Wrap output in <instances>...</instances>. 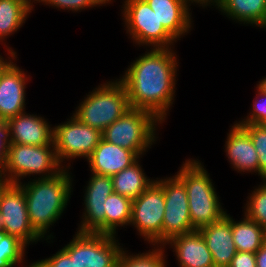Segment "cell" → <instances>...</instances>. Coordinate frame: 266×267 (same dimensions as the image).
<instances>
[{"label":"cell","mask_w":266,"mask_h":267,"mask_svg":"<svg viewBox=\"0 0 266 267\" xmlns=\"http://www.w3.org/2000/svg\"><path fill=\"white\" fill-rule=\"evenodd\" d=\"M150 49L146 48L148 52L134 60L119 80L130 108L147 110L165 122L175 99L178 60L172 48Z\"/></svg>","instance_id":"obj_1"},{"label":"cell","mask_w":266,"mask_h":267,"mask_svg":"<svg viewBox=\"0 0 266 267\" xmlns=\"http://www.w3.org/2000/svg\"><path fill=\"white\" fill-rule=\"evenodd\" d=\"M69 169L64 167L54 176L37 179L34 177L28 183L18 184L25 194L30 224L47 242L54 238L52 233L47 234L48 229L59 220L71 198V191L73 192Z\"/></svg>","instance_id":"obj_2"},{"label":"cell","mask_w":266,"mask_h":267,"mask_svg":"<svg viewBox=\"0 0 266 267\" xmlns=\"http://www.w3.org/2000/svg\"><path fill=\"white\" fill-rule=\"evenodd\" d=\"M184 183L192 226L198 230L226 214L208 171L198 159H188L176 174Z\"/></svg>","instance_id":"obj_3"},{"label":"cell","mask_w":266,"mask_h":267,"mask_svg":"<svg viewBox=\"0 0 266 267\" xmlns=\"http://www.w3.org/2000/svg\"><path fill=\"white\" fill-rule=\"evenodd\" d=\"M86 96L76 107L73 116L101 132L130 108L128 94L119 79L98 85Z\"/></svg>","instance_id":"obj_4"},{"label":"cell","mask_w":266,"mask_h":267,"mask_svg":"<svg viewBox=\"0 0 266 267\" xmlns=\"http://www.w3.org/2000/svg\"><path fill=\"white\" fill-rule=\"evenodd\" d=\"M163 124L153 113L129 108L102 132L109 143L133 151L139 158L156 142V128Z\"/></svg>","instance_id":"obj_5"},{"label":"cell","mask_w":266,"mask_h":267,"mask_svg":"<svg viewBox=\"0 0 266 267\" xmlns=\"http://www.w3.org/2000/svg\"><path fill=\"white\" fill-rule=\"evenodd\" d=\"M57 159L54 145H22L9 143L7 160L0 169L13 184L31 175L48 178L59 173L64 167ZM24 177V178H23Z\"/></svg>","instance_id":"obj_6"},{"label":"cell","mask_w":266,"mask_h":267,"mask_svg":"<svg viewBox=\"0 0 266 267\" xmlns=\"http://www.w3.org/2000/svg\"><path fill=\"white\" fill-rule=\"evenodd\" d=\"M121 7L126 33L134 44L139 47L173 48L177 40L163 27L145 0H124Z\"/></svg>","instance_id":"obj_7"},{"label":"cell","mask_w":266,"mask_h":267,"mask_svg":"<svg viewBox=\"0 0 266 267\" xmlns=\"http://www.w3.org/2000/svg\"><path fill=\"white\" fill-rule=\"evenodd\" d=\"M74 236L62 248L82 267H117L123 248L116 236L80 232Z\"/></svg>","instance_id":"obj_8"},{"label":"cell","mask_w":266,"mask_h":267,"mask_svg":"<svg viewBox=\"0 0 266 267\" xmlns=\"http://www.w3.org/2000/svg\"><path fill=\"white\" fill-rule=\"evenodd\" d=\"M165 211L164 189L154 181L139 197L132 200L130 225L151 245H162Z\"/></svg>","instance_id":"obj_9"},{"label":"cell","mask_w":266,"mask_h":267,"mask_svg":"<svg viewBox=\"0 0 266 267\" xmlns=\"http://www.w3.org/2000/svg\"><path fill=\"white\" fill-rule=\"evenodd\" d=\"M53 127V145L58 162L87 159L102 139V132L79 122L73 115Z\"/></svg>","instance_id":"obj_10"},{"label":"cell","mask_w":266,"mask_h":267,"mask_svg":"<svg viewBox=\"0 0 266 267\" xmlns=\"http://www.w3.org/2000/svg\"><path fill=\"white\" fill-rule=\"evenodd\" d=\"M163 189L165 211L162 224V245L171 238L196 230L190 219L188 197L183 181L177 176L155 180Z\"/></svg>","instance_id":"obj_11"},{"label":"cell","mask_w":266,"mask_h":267,"mask_svg":"<svg viewBox=\"0 0 266 267\" xmlns=\"http://www.w3.org/2000/svg\"><path fill=\"white\" fill-rule=\"evenodd\" d=\"M0 232L17 237L26 246L42 240L32 228L23 189L11 183L0 199Z\"/></svg>","instance_id":"obj_12"},{"label":"cell","mask_w":266,"mask_h":267,"mask_svg":"<svg viewBox=\"0 0 266 267\" xmlns=\"http://www.w3.org/2000/svg\"><path fill=\"white\" fill-rule=\"evenodd\" d=\"M84 193V212L80 233L105 234V202L114 192L111 176L92 173Z\"/></svg>","instance_id":"obj_13"},{"label":"cell","mask_w":266,"mask_h":267,"mask_svg":"<svg viewBox=\"0 0 266 267\" xmlns=\"http://www.w3.org/2000/svg\"><path fill=\"white\" fill-rule=\"evenodd\" d=\"M13 60L16 59H12L0 75V119L3 120L25 112V88L31 79Z\"/></svg>","instance_id":"obj_14"},{"label":"cell","mask_w":266,"mask_h":267,"mask_svg":"<svg viewBox=\"0 0 266 267\" xmlns=\"http://www.w3.org/2000/svg\"><path fill=\"white\" fill-rule=\"evenodd\" d=\"M43 117L23 112L7 120L9 143L53 145V127Z\"/></svg>","instance_id":"obj_15"},{"label":"cell","mask_w":266,"mask_h":267,"mask_svg":"<svg viewBox=\"0 0 266 267\" xmlns=\"http://www.w3.org/2000/svg\"><path fill=\"white\" fill-rule=\"evenodd\" d=\"M210 250L215 267H229L237 250L233 242L231 216L223 215L218 221L198 229Z\"/></svg>","instance_id":"obj_16"},{"label":"cell","mask_w":266,"mask_h":267,"mask_svg":"<svg viewBox=\"0 0 266 267\" xmlns=\"http://www.w3.org/2000/svg\"><path fill=\"white\" fill-rule=\"evenodd\" d=\"M230 127L231 130L227 134L224 151L232 168L241 174L242 172H254L258 173L259 176L258 154L248 132L236 122Z\"/></svg>","instance_id":"obj_17"},{"label":"cell","mask_w":266,"mask_h":267,"mask_svg":"<svg viewBox=\"0 0 266 267\" xmlns=\"http://www.w3.org/2000/svg\"><path fill=\"white\" fill-rule=\"evenodd\" d=\"M139 157L131 150L109 143L103 138L87 158L91 173L113 176L134 164Z\"/></svg>","instance_id":"obj_18"},{"label":"cell","mask_w":266,"mask_h":267,"mask_svg":"<svg viewBox=\"0 0 266 267\" xmlns=\"http://www.w3.org/2000/svg\"><path fill=\"white\" fill-rule=\"evenodd\" d=\"M167 244L175 252L180 267H215L211 252L199 230L175 236Z\"/></svg>","instance_id":"obj_19"},{"label":"cell","mask_w":266,"mask_h":267,"mask_svg":"<svg viewBox=\"0 0 266 267\" xmlns=\"http://www.w3.org/2000/svg\"><path fill=\"white\" fill-rule=\"evenodd\" d=\"M159 22L176 39L192 30L191 8L185 0H145Z\"/></svg>","instance_id":"obj_20"},{"label":"cell","mask_w":266,"mask_h":267,"mask_svg":"<svg viewBox=\"0 0 266 267\" xmlns=\"http://www.w3.org/2000/svg\"><path fill=\"white\" fill-rule=\"evenodd\" d=\"M217 9L236 23L266 29V0H222Z\"/></svg>","instance_id":"obj_21"},{"label":"cell","mask_w":266,"mask_h":267,"mask_svg":"<svg viewBox=\"0 0 266 267\" xmlns=\"http://www.w3.org/2000/svg\"><path fill=\"white\" fill-rule=\"evenodd\" d=\"M139 160L140 158L130 167L111 176L115 193L134 200L155 181L146 176Z\"/></svg>","instance_id":"obj_22"},{"label":"cell","mask_w":266,"mask_h":267,"mask_svg":"<svg viewBox=\"0 0 266 267\" xmlns=\"http://www.w3.org/2000/svg\"><path fill=\"white\" fill-rule=\"evenodd\" d=\"M32 0H0V41L17 32L33 10Z\"/></svg>","instance_id":"obj_23"},{"label":"cell","mask_w":266,"mask_h":267,"mask_svg":"<svg viewBox=\"0 0 266 267\" xmlns=\"http://www.w3.org/2000/svg\"><path fill=\"white\" fill-rule=\"evenodd\" d=\"M233 242L237 251L256 253L266 242L265 228L244 215L241 221L231 217Z\"/></svg>","instance_id":"obj_24"},{"label":"cell","mask_w":266,"mask_h":267,"mask_svg":"<svg viewBox=\"0 0 266 267\" xmlns=\"http://www.w3.org/2000/svg\"><path fill=\"white\" fill-rule=\"evenodd\" d=\"M132 200L118 193H111L105 202V234L116 235L118 227L131 221Z\"/></svg>","instance_id":"obj_25"},{"label":"cell","mask_w":266,"mask_h":267,"mask_svg":"<svg viewBox=\"0 0 266 267\" xmlns=\"http://www.w3.org/2000/svg\"><path fill=\"white\" fill-rule=\"evenodd\" d=\"M154 248L145 253L131 254L124 248L120 254L117 267H166L165 245H153ZM157 246V247H156Z\"/></svg>","instance_id":"obj_26"},{"label":"cell","mask_w":266,"mask_h":267,"mask_svg":"<svg viewBox=\"0 0 266 267\" xmlns=\"http://www.w3.org/2000/svg\"><path fill=\"white\" fill-rule=\"evenodd\" d=\"M26 248L27 246L17 237L0 232V267L21 264L25 259Z\"/></svg>","instance_id":"obj_27"},{"label":"cell","mask_w":266,"mask_h":267,"mask_svg":"<svg viewBox=\"0 0 266 267\" xmlns=\"http://www.w3.org/2000/svg\"><path fill=\"white\" fill-rule=\"evenodd\" d=\"M250 195V196H249ZM244 206V215L255 221L258 225L266 227V180L249 193Z\"/></svg>","instance_id":"obj_28"},{"label":"cell","mask_w":266,"mask_h":267,"mask_svg":"<svg viewBox=\"0 0 266 267\" xmlns=\"http://www.w3.org/2000/svg\"><path fill=\"white\" fill-rule=\"evenodd\" d=\"M249 134L258 154L260 177L266 180V130L261 125H240Z\"/></svg>","instance_id":"obj_29"},{"label":"cell","mask_w":266,"mask_h":267,"mask_svg":"<svg viewBox=\"0 0 266 267\" xmlns=\"http://www.w3.org/2000/svg\"><path fill=\"white\" fill-rule=\"evenodd\" d=\"M37 3L42 5L53 6L54 8H60L62 10L81 12L87 8L99 7L105 4L112 3V0H36Z\"/></svg>","instance_id":"obj_30"},{"label":"cell","mask_w":266,"mask_h":267,"mask_svg":"<svg viewBox=\"0 0 266 267\" xmlns=\"http://www.w3.org/2000/svg\"><path fill=\"white\" fill-rule=\"evenodd\" d=\"M256 89L257 96L252 104V110L246 116L247 118L244 117L245 119L240 120L239 122L236 121L238 125H261L266 121V93L261 91L257 86ZM258 97H261V100H259Z\"/></svg>","instance_id":"obj_31"},{"label":"cell","mask_w":266,"mask_h":267,"mask_svg":"<svg viewBox=\"0 0 266 267\" xmlns=\"http://www.w3.org/2000/svg\"><path fill=\"white\" fill-rule=\"evenodd\" d=\"M37 267H82L62 248L56 254L33 262Z\"/></svg>","instance_id":"obj_32"},{"label":"cell","mask_w":266,"mask_h":267,"mask_svg":"<svg viewBox=\"0 0 266 267\" xmlns=\"http://www.w3.org/2000/svg\"><path fill=\"white\" fill-rule=\"evenodd\" d=\"M9 148V136L7 128V120L0 119V169L7 160Z\"/></svg>","instance_id":"obj_33"},{"label":"cell","mask_w":266,"mask_h":267,"mask_svg":"<svg viewBox=\"0 0 266 267\" xmlns=\"http://www.w3.org/2000/svg\"><path fill=\"white\" fill-rule=\"evenodd\" d=\"M229 267H257L255 253L237 251Z\"/></svg>","instance_id":"obj_34"},{"label":"cell","mask_w":266,"mask_h":267,"mask_svg":"<svg viewBox=\"0 0 266 267\" xmlns=\"http://www.w3.org/2000/svg\"><path fill=\"white\" fill-rule=\"evenodd\" d=\"M256 266L266 267V242L256 251Z\"/></svg>","instance_id":"obj_35"},{"label":"cell","mask_w":266,"mask_h":267,"mask_svg":"<svg viewBox=\"0 0 266 267\" xmlns=\"http://www.w3.org/2000/svg\"><path fill=\"white\" fill-rule=\"evenodd\" d=\"M187 5L190 7L192 3L198 4L199 6H202V8L205 6H215L216 9L220 6L222 0H185Z\"/></svg>","instance_id":"obj_36"},{"label":"cell","mask_w":266,"mask_h":267,"mask_svg":"<svg viewBox=\"0 0 266 267\" xmlns=\"http://www.w3.org/2000/svg\"><path fill=\"white\" fill-rule=\"evenodd\" d=\"M5 48H7L6 50L8 52V55L10 56L9 58L10 60L9 59L7 60V58L5 59L4 57L0 55V75L2 71L6 68V66L12 61L11 59L17 58L16 52L13 51L12 48H10L9 46L8 47L6 46Z\"/></svg>","instance_id":"obj_37"},{"label":"cell","mask_w":266,"mask_h":267,"mask_svg":"<svg viewBox=\"0 0 266 267\" xmlns=\"http://www.w3.org/2000/svg\"><path fill=\"white\" fill-rule=\"evenodd\" d=\"M10 184H11V182L8 180V178L0 170V199H1V196H2L3 192L6 190V188Z\"/></svg>","instance_id":"obj_38"},{"label":"cell","mask_w":266,"mask_h":267,"mask_svg":"<svg viewBox=\"0 0 266 267\" xmlns=\"http://www.w3.org/2000/svg\"><path fill=\"white\" fill-rule=\"evenodd\" d=\"M259 83V84H258ZM257 83V87L263 91L264 93H266V77L262 78L261 81H258Z\"/></svg>","instance_id":"obj_39"},{"label":"cell","mask_w":266,"mask_h":267,"mask_svg":"<svg viewBox=\"0 0 266 267\" xmlns=\"http://www.w3.org/2000/svg\"><path fill=\"white\" fill-rule=\"evenodd\" d=\"M261 126L266 130V121L261 124Z\"/></svg>","instance_id":"obj_40"},{"label":"cell","mask_w":266,"mask_h":267,"mask_svg":"<svg viewBox=\"0 0 266 267\" xmlns=\"http://www.w3.org/2000/svg\"><path fill=\"white\" fill-rule=\"evenodd\" d=\"M28 267H37L34 263H31V265H27ZM26 266V267H27Z\"/></svg>","instance_id":"obj_41"}]
</instances>
